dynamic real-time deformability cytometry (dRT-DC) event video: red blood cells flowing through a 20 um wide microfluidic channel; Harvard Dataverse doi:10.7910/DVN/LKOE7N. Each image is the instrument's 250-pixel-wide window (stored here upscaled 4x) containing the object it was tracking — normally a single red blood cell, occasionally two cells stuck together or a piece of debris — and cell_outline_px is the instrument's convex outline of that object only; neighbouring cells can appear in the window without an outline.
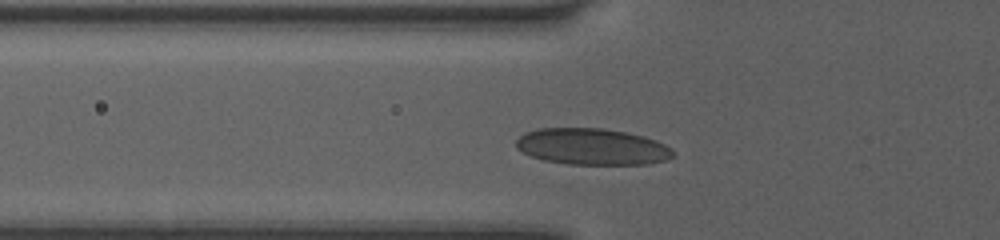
{"species": "human", "species_latin": "Homo sapiens", "temperature_condition": "room temperature", "stored_images_in_passage": 35, "camera_frame_rate_fps": 3000, "um_per_image_px": 0.085, "donor": {"sex": "female"}, "frame": {"image": 1, "passage_image": 2, "time_ms": 0.333, "image_size_px": [1000, 240], "cell_outline_px": [[672, 156], [664, 160], [644, 164], [568, 164], [544, 160], [532, 156], [516, 148], [516, 140], [524, 132], [540, 128], [600, 128], [624, 132], [644, 136], [656, 140], [672, 148]], "centroid_in_image_um": [50.3, 12.46], "position_along_channel_um": 75.5, "area_um2": 33.06}}
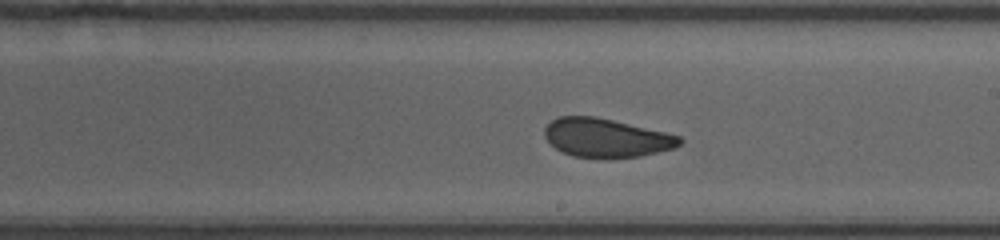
{"frame": {"image": 2, "passage_image": 14, "time_ms": 4.333, "image_size_px": [1000, 240], "cell_outline_px": [[684, 140], [680, 144], [672, 148], [640, 156], [604, 160], [572, 156], [556, 148], [544, 136], [544, 128], [552, 120], [560, 116], [592, 116], [612, 120], [664, 132], [680, 136]], "centroid_in_image_um": [51.5, 11.74], "position_along_channel_um": 237.5, "area_um2": 30.52}}
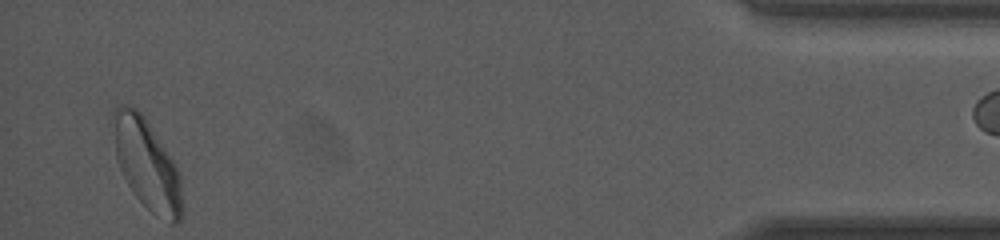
{"frame": {"image": 3, "passage_image": 33, "time_ms": 10.667, "image_size_px": [1000, 240], "cell_outline_px": [[184, 212], [180, 220], [176, 224], [168, 224], [152, 212], [132, 192], [120, 168], [116, 156], [112, 116], [112, 112], [116, 104], [132, 104], [144, 116], [176, 164], [180, 176], [184, 208]], "centroid_in_image_um": [12.51, 13.97], "position_along_channel_um": 422.7, "area_um2": 36.7}, "authors_computed_cell_mechanics": {"area_um2": 32.5414, "velocity_mm_per_s": 4.0318, "shape_relaxation_time_tau1_ms": 3.6192, "shape_relaxation_time_tau2_ms": 1.2078, "deformation_change_tau1": 0.0917, "deformation_change_tau2": 0.042}}